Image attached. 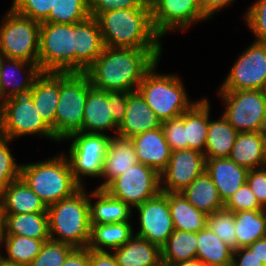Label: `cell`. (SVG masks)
I'll return each mask as SVG.
<instances>
[{
	"mask_svg": "<svg viewBox=\"0 0 266 266\" xmlns=\"http://www.w3.org/2000/svg\"><path fill=\"white\" fill-rule=\"evenodd\" d=\"M161 55L162 48L104 47L86 73L95 89L134 92Z\"/></svg>",
	"mask_w": 266,
	"mask_h": 266,
	"instance_id": "cell-1",
	"label": "cell"
},
{
	"mask_svg": "<svg viewBox=\"0 0 266 266\" xmlns=\"http://www.w3.org/2000/svg\"><path fill=\"white\" fill-rule=\"evenodd\" d=\"M96 19L105 47L162 48V38L152 25L150 7L112 10Z\"/></svg>",
	"mask_w": 266,
	"mask_h": 266,
	"instance_id": "cell-2",
	"label": "cell"
},
{
	"mask_svg": "<svg viewBox=\"0 0 266 266\" xmlns=\"http://www.w3.org/2000/svg\"><path fill=\"white\" fill-rule=\"evenodd\" d=\"M20 177L47 207L73 196L82 188L63 152L47 160L22 163Z\"/></svg>",
	"mask_w": 266,
	"mask_h": 266,
	"instance_id": "cell-3",
	"label": "cell"
},
{
	"mask_svg": "<svg viewBox=\"0 0 266 266\" xmlns=\"http://www.w3.org/2000/svg\"><path fill=\"white\" fill-rule=\"evenodd\" d=\"M47 214L50 240L66 243L74 248H87L91 223L89 193L85 187L73 196L49 205Z\"/></svg>",
	"mask_w": 266,
	"mask_h": 266,
	"instance_id": "cell-4",
	"label": "cell"
},
{
	"mask_svg": "<svg viewBox=\"0 0 266 266\" xmlns=\"http://www.w3.org/2000/svg\"><path fill=\"white\" fill-rule=\"evenodd\" d=\"M159 61L146 72L137 91L163 123L181 116L198 100H189L186 87L176 74L156 72Z\"/></svg>",
	"mask_w": 266,
	"mask_h": 266,
	"instance_id": "cell-5",
	"label": "cell"
},
{
	"mask_svg": "<svg viewBox=\"0 0 266 266\" xmlns=\"http://www.w3.org/2000/svg\"><path fill=\"white\" fill-rule=\"evenodd\" d=\"M32 95L33 88H30L0 104V136L14 141L23 135H37L59 142L36 110Z\"/></svg>",
	"mask_w": 266,
	"mask_h": 266,
	"instance_id": "cell-6",
	"label": "cell"
},
{
	"mask_svg": "<svg viewBox=\"0 0 266 266\" xmlns=\"http://www.w3.org/2000/svg\"><path fill=\"white\" fill-rule=\"evenodd\" d=\"M87 76L86 72H60V95L54 122V136L59 143L81 132Z\"/></svg>",
	"mask_w": 266,
	"mask_h": 266,
	"instance_id": "cell-7",
	"label": "cell"
},
{
	"mask_svg": "<svg viewBox=\"0 0 266 266\" xmlns=\"http://www.w3.org/2000/svg\"><path fill=\"white\" fill-rule=\"evenodd\" d=\"M38 67L41 72H75L74 24L40 23Z\"/></svg>",
	"mask_w": 266,
	"mask_h": 266,
	"instance_id": "cell-8",
	"label": "cell"
},
{
	"mask_svg": "<svg viewBox=\"0 0 266 266\" xmlns=\"http://www.w3.org/2000/svg\"><path fill=\"white\" fill-rule=\"evenodd\" d=\"M40 23L11 8L0 21V54L38 65Z\"/></svg>",
	"mask_w": 266,
	"mask_h": 266,
	"instance_id": "cell-9",
	"label": "cell"
},
{
	"mask_svg": "<svg viewBox=\"0 0 266 266\" xmlns=\"http://www.w3.org/2000/svg\"><path fill=\"white\" fill-rule=\"evenodd\" d=\"M223 115L239 132H263L266 123L264 90H219Z\"/></svg>",
	"mask_w": 266,
	"mask_h": 266,
	"instance_id": "cell-10",
	"label": "cell"
},
{
	"mask_svg": "<svg viewBox=\"0 0 266 266\" xmlns=\"http://www.w3.org/2000/svg\"><path fill=\"white\" fill-rule=\"evenodd\" d=\"M111 137L108 134L77 132L65 139L71 143L68 154L63 153L68 159L75 180L82 187L86 186L83 182L85 176L101 178Z\"/></svg>",
	"mask_w": 266,
	"mask_h": 266,
	"instance_id": "cell-11",
	"label": "cell"
},
{
	"mask_svg": "<svg viewBox=\"0 0 266 266\" xmlns=\"http://www.w3.org/2000/svg\"><path fill=\"white\" fill-rule=\"evenodd\" d=\"M105 190L134 208L161 191L160 174L150 166L137 163L115 178Z\"/></svg>",
	"mask_w": 266,
	"mask_h": 266,
	"instance_id": "cell-12",
	"label": "cell"
},
{
	"mask_svg": "<svg viewBox=\"0 0 266 266\" xmlns=\"http://www.w3.org/2000/svg\"><path fill=\"white\" fill-rule=\"evenodd\" d=\"M265 86L266 43L254 40L235 60L219 90H264Z\"/></svg>",
	"mask_w": 266,
	"mask_h": 266,
	"instance_id": "cell-13",
	"label": "cell"
},
{
	"mask_svg": "<svg viewBox=\"0 0 266 266\" xmlns=\"http://www.w3.org/2000/svg\"><path fill=\"white\" fill-rule=\"evenodd\" d=\"M152 25L162 38L167 32L186 31L193 24L210 19L198 0H149Z\"/></svg>",
	"mask_w": 266,
	"mask_h": 266,
	"instance_id": "cell-14",
	"label": "cell"
},
{
	"mask_svg": "<svg viewBox=\"0 0 266 266\" xmlns=\"http://www.w3.org/2000/svg\"><path fill=\"white\" fill-rule=\"evenodd\" d=\"M139 216V231L135 236L145 239L160 248L175 230L168 206L167 193L159 192L155 197L135 207Z\"/></svg>",
	"mask_w": 266,
	"mask_h": 266,
	"instance_id": "cell-15",
	"label": "cell"
},
{
	"mask_svg": "<svg viewBox=\"0 0 266 266\" xmlns=\"http://www.w3.org/2000/svg\"><path fill=\"white\" fill-rule=\"evenodd\" d=\"M205 155L195 150L171 151L167 167L160 173V190L180 193L205 171Z\"/></svg>",
	"mask_w": 266,
	"mask_h": 266,
	"instance_id": "cell-16",
	"label": "cell"
},
{
	"mask_svg": "<svg viewBox=\"0 0 266 266\" xmlns=\"http://www.w3.org/2000/svg\"><path fill=\"white\" fill-rule=\"evenodd\" d=\"M104 43L95 17L74 24L75 72H86L102 54Z\"/></svg>",
	"mask_w": 266,
	"mask_h": 266,
	"instance_id": "cell-17",
	"label": "cell"
},
{
	"mask_svg": "<svg viewBox=\"0 0 266 266\" xmlns=\"http://www.w3.org/2000/svg\"><path fill=\"white\" fill-rule=\"evenodd\" d=\"M111 113L108 92L92 87L87 76V98L81 132L106 134V131L113 129L115 136H117L118 124L114 121Z\"/></svg>",
	"mask_w": 266,
	"mask_h": 266,
	"instance_id": "cell-18",
	"label": "cell"
},
{
	"mask_svg": "<svg viewBox=\"0 0 266 266\" xmlns=\"http://www.w3.org/2000/svg\"><path fill=\"white\" fill-rule=\"evenodd\" d=\"M161 126V121L141 94L138 91L130 92L124 118L118 125L117 136L131 139Z\"/></svg>",
	"mask_w": 266,
	"mask_h": 266,
	"instance_id": "cell-19",
	"label": "cell"
},
{
	"mask_svg": "<svg viewBox=\"0 0 266 266\" xmlns=\"http://www.w3.org/2000/svg\"><path fill=\"white\" fill-rule=\"evenodd\" d=\"M205 171L217 188L223 204L246 183L248 169L229 158L206 159Z\"/></svg>",
	"mask_w": 266,
	"mask_h": 266,
	"instance_id": "cell-20",
	"label": "cell"
},
{
	"mask_svg": "<svg viewBox=\"0 0 266 266\" xmlns=\"http://www.w3.org/2000/svg\"><path fill=\"white\" fill-rule=\"evenodd\" d=\"M138 163L154 168L159 174L167 167L171 149L162 127L146 131L131 138Z\"/></svg>",
	"mask_w": 266,
	"mask_h": 266,
	"instance_id": "cell-21",
	"label": "cell"
},
{
	"mask_svg": "<svg viewBox=\"0 0 266 266\" xmlns=\"http://www.w3.org/2000/svg\"><path fill=\"white\" fill-rule=\"evenodd\" d=\"M137 163L132 140L113 135L108 144L101 174L105 181L96 188L105 189L115 178Z\"/></svg>",
	"mask_w": 266,
	"mask_h": 266,
	"instance_id": "cell-22",
	"label": "cell"
},
{
	"mask_svg": "<svg viewBox=\"0 0 266 266\" xmlns=\"http://www.w3.org/2000/svg\"><path fill=\"white\" fill-rule=\"evenodd\" d=\"M22 72H24L23 78L19 75ZM41 73L35 63L2 56L0 64L2 102L7 98L13 97L16 93L32 88L35 79ZM19 77L21 80H19Z\"/></svg>",
	"mask_w": 266,
	"mask_h": 266,
	"instance_id": "cell-23",
	"label": "cell"
},
{
	"mask_svg": "<svg viewBox=\"0 0 266 266\" xmlns=\"http://www.w3.org/2000/svg\"><path fill=\"white\" fill-rule=\"evenodd\" d=\"M32 100L36 110L54 133L60 95V72H42L34 81Z\"/></svg>",
	"mask_w": 266,
	"mask_h": 266,
	"instance_id": "cell-24",
	"label": "cell"
},
{
	"mask_svg": "<svg viewBox=\"0 0 266 266\" xmlns=\"http://www.w3.org/2000/svg\"><path fill=\"white\" fill-rule=\"evenodd\" d=\"M89 194L91 224L131 222L133 209L128 204L113 198L105 189L95 188ZM92 198H97L94 203L91 201Z\"/></svg>",
	"mask_w": 266,
	"mask_h": 266,
	"instance_id": "cell-25",
	"label": "cell"
},
{
	"mask_svg": "<svg viewBox=\"0 0 266 266\" xmlns=\"http://www.w3.org/2000/svg\"><path fill=\"white\" fill-rule=\"evenodd\" d=\"M228 158L248 170L265 167L266 139L263 132L238 133Z\"/></svg>",
	"mask_w": 266,
	"mask_h": 266,
	"instance_id": "cell-26",
	"label": "cell"
},
{
	"mask_svg": "<svg viewBox=\"0 0 266 266\" xmlns=\"http://www.w3.org/2000/svg\"><path fill=\"white\" fill-rule=\"evenodd\" d=\"M0 199L5 214L47 213L48 207L21 177L10 183L0 193Z\"/></svg>",
	"mask_w": 266,
	"mask_h": 266,
	"instance_id": "cell-27",
	"label": "cell"
},
{
	"mask_svg": "<svg viewBox=\"0 0 266 266\" xmlns=\"http://www.w3.org/2000/svg\"><path fill=\"white\" fill-rule=\"evenodd\" d=\"M209 125V100L202 98L184 112L186 149L204 154Z\"/></svg>",
	"mask_w": 266,
	"mask_h": 266,
	"instance_id": "cell-28",
	"label": "cell"
},
{
	"mask_svg": "<svg viewBox=\"0 0 266 266\" xmlns=\"http://www.w3.org/2000/svg\"><path fill=\"white\" fill-rule=\"evenodd\" d=\"M112 252L118 266H155L162 261L159 246L135 235Z\"/></svg>",
	"mask_w": 266,
	"mask_h": 266,
	"instance_id": "cell-29",
	"label": "cell"
},
{
	"mask_svg": "<svg viewBox=\"0 0 266 266\" xmlns=\"http://www.w3.org/2000/svg\"><path fill=\"white\" fill-rule=\"evenodd\" d=\"M211 106L209 103V125L205 146V159L228 158L235 143L238 131L222 114L218 120L210 119Z\"/></svg>",
	"mask_w": 266,
	"mask_h": 266,
	"instance_id": "cell-30",
	"label": "cell"
},
{
	"mask_svg": "<svg viewBox=\"0 0 266 266\" xmlns=\"http://www.w3.org/2000/svg\"><path fill=\"white\" fill-rule=\"evenodd\" d=\"M131 222L91 224L90 240L87 248L94 251L112 252L123 246L135 234ZM107 248V249H106Z\"/></svg>",
	"mask_w": 266,
	"mask_h": 266,
	"instance_id": "cell-31",
	"label": "cell"
},
{
	"mask_svg": "<svg viewBox=\"0 0 266 266\" xmlns=\"http://www.w3.org/2000/svg\"><path fill=\"white\" fill-rule=\"evenodd\" d=\"M180 193L196 209L207 215L224 209V204L219 197L217 188L206 171L195 178Z\"/></svg>",
	"mask_w": 266,
	"mask_h": 266,
	"instance_id": "cell-32",
	"label": "cell"
},
{
	"mask_svg": "<svg viewBox=\"0 0 266 266\" xmlns=\"http://www.w3.org/2000/svg\"><path fill=\"white\" fill-rule=\"evenodd\" d=\"M175 230L197 233L207 226L208 215L196 209L181 193H167Z\"/></svg>",
	"mask_w": 266,
	"mask_h": 266,
	"instance_id": "cell-33",
	"label": "cell"
},
{
	"mask_svg": "<svg viewBox=\"0 0 266 266\" xmlns=\"http://www.w3.org/2000/svg\"><path fill=\"white\" fill-rule=\"evenodd\" d=\"M196 259L205 266H231L233 250L207 226L197 232Z\"/></svg>",
	"mask_w": 266,
	"mask_h": 266,
	"instance_id": "cell-34",
	"label": "cell"
},
{
	"mask_svg": "<svg viewBox=\"0 0 266 266\" xmlns=\"http://www.w3.org/2000/svg\"><path fill=\"white\" fill-rule=\"evenodd\" d=\"M5 235L50 239L47 213L5 214Z\"/></svg>",
	"mask_w": 266,
	"mask_h": 266,
	"instance_id": "cell-35",
	"label": "cell"
},
{
	"mask_svg": "<svg viewBox=\"0 0 266 266\" xmlns=\"http://www.w3.org/2000/svg\"><path fill=\"white\" fill-rule=\"evenodd\" d=\"M197 233L174 230L161 247V259L167 265L196 259Z\"/></svg>",
	"mask_w": 266,
	"mask_h": 266,
	"instance_id": "cell-36",
	"label": "cell"
},
{
	"mask_svg": "<svg viewBox=\"0 0 266 266\" xmlns=\"http://www.w3.org/2000/svg\"><path fill=\"white\" fill-rule=\"evenodd\" d=\"M234 218L237 249L248 247L266 237V216L263 210L235 212Z\"/></svg>",
	"mask_w": 266,
	"mask_h": 266,
	"instance_id": "cell-37",
	"label": "cell"
},
{
	"mask_svg": "<svg viewBox=\"0 0 266 266\" xmlns=\"http://www.w3.org/2000/svg\"><path fill=\"white\" fill-rule=\"evenodd\" d=\"M48 240L50 239H34L20 235H4L1 239L0 247L4 245L6 253L3 254L0 248V255L8 261L28 266L39 254L45 241Z\"/></svg>",
	"mask_w": 266,
	"mask_h": 266,
	"instance_id": "cell-38",
	"label": "cell"
},
{
	"mask_svg": "<svg viewBox=\"0 0 266 266\" xmlns=\"http://www.w3.org/2000/svg\"><path fill=\"white\" fill-rule=\"evenodd\" d=\"M89 16V0H53L49 16L44 22L75 24Z\"/></svg>",
	"mask_w": 266,
	"mask_h": 266,
	"instance_id": "cell-39",
	"label": "cell"
},
{
	"mask_svg": "<svg viewBox=\"0 0 266 266\" xmlns=\"http://www.w3.org/2000/svg\"><path fill=\"white\" fill-rule=\"evenodd\" d=\"M207 227L233 251L237 250L234 212L222 209L209 214Z\"/></svg>",
	"mask_w": 266,
	"mask_h": 266,
	"instance_id": "cell-40",
	"label": "cell"
},
{
	"mask_svg": "<svg viewBox=\"0 0 266 266\" xmlns=\"http://www.w3.org/2000/svg\"><path fill=\"white\" fill-rule=\"evenodd\" d=\"M75 248L53 240L45 241L41 251L28 266H62Z\"/></svg>",
	"mask_w": 266,
	"mask_h": 266,
	"instance_id": "cell-41",
	"label": "cell"
},
{
	"mask_svg": "<svg viewBox=\"0 0 266 266\" xmlns=\"http://www.w3.org/2000/svg\"><path fill=\"white\" fill-rule=\"evenodd\" d=\"M12 140L0 136V193L14 180L20 178L21 164H17L11 149Z\"/></svg>",
	"mask_w": 266,
	"mask_h": 266,
	"instance_id": "cell-42",
	"label": "cell"
},
{
	"mask_svg": "<svg viewBox=\"0 0 266 266\" xmlns=\"http://www.w3.org/2000/svg\"><path fill=\"white\" fill-rule=\"evenodd\" d=\"M52 6L53 0H13L10 8L23 17L42 23L48 18Z\"/></svg>",
	"mask_w": 266,
	"mask_h": 266,
	"instance_id": "cell-43",
	"label": "cell"
},
{
	"mask_svg": "<svg viewBox=\"0 0 266 266\" xmlns=\"http://www.w3.org/2000/svg\"><path fill=\"white\" fill-rule=\"evenodd\" d=\"M245 13L243 20L255 41L266 43V0H256Z\"/></svg>",
	"mask_w": 266,
	"mask_h": 266,
	"instance_id": "cell-44",
	"label": "cell"
},
{
	"mask_svg": "<svg viewBox=\"0 0 266 266\" xmlns=\"http://www.w3.org/2000/svg\"><path fill=\"white\" fill-rule=\"evenodd\" d=\"M224 209L232 212L263 210L255 194L247 183L242 185L224 204Z\"/></svg>",
	"mask_w": 266,
	"mask_h": 266,
	"instance_id": "cell-45",
	"label": "cell"
},
{
	"mask_svg": "<svg viewBox=\"0 0 266 266\" xmlns=\"http://www.w3.org/2000/svg\"><path fill=\"white\" fill-rule=\"evenodd\" d=\"M161 127L171 151L186 149L184 113L177 118L164 121Z\"/></svg>",
	"mask_w": 266,
	"mask_h": 266,
	"instance_id": "cell-46",
	"label": "cell"
},
{
	"mask_svg": "<svg viewBox=\"0 0 266 266\" xmlns=\"http://www.w3.org/2000/svg\"><path fill=\"white\" fill-rule=\"evenodd\" d=\"M136 7H150L149 0H89V13L95 18L103 12Z\"/></svg>",
	"mask_w": 266,
	"mask_h": 266,
	"instance_id": "cell-47",
	"label": "cell"
},
{
	"mask_svg": "<svg viewBox=\"0 0 266 266\" xmlns=\"http://www.w3.org/2000/svg\"><path fill=\"white\" fill-rule=\"evenodd\" d=\"M246 183L255 194L259 205L264 208L266 206V166L249 169Z\"/></svg>",
	"mask_w": 266,
	"mask_h": 266,
	"instance_id": "cell-48",
	"label": "cell"
},
{
	"mask_svg": "<svg viewBox=\"0 0 266 266\" xmlns=\"http://www.w3.org/2000/svg\"><path fill=\"white\" fill-rule=\"evenodd\" d=\"M129 91H108L109 104H111L112 117L119 125L124 118L127 108Z\"/></svg>",
	"mask_w": 266,
	"mask_h": 266,
	"instance_id": "cell-49",
	"label": "cell"
},
{
	"mask_svg": "<svg viewBox=\"0 0 266 266\" xmlns=\"http://www.w3.org/2000/svg\"><path fill=\"white\" fill-rule=\"evenodd\" d=\"M231 266H264L254 253L247 247L233 251Z\"/></svg>",
	"mask_w": 266,
	"mask_h": 266,
	"instance_id": "cell-50",
	"label": "cell"
},
{
	"mask_svg": "<svg viewBox=\"0 0 266 266\" xmlns=\"http://www.w3.org/2000/svg\"><path fill=\"white\" fill-rule=\"evenodd\" d=\"M89 266H118L113 252L89 249Z\"/></svg>",
	"mask_w": 266,
	"mask_h": 266,
	"instance_id": "cell-51",
	"label": "cell"
},
{
	"mask_svg": "<svg viewBox=\"0 0 266 266\" xmlns=\"http://www.w3.org/2000/svg\"><path fill=\"white\" fill-rule=\"evenodd\" d=\"M62 266H89V249L75 248Z\"/></svg>",
	"mask_w": 266,
	"mask_h": 266,
	"instance_id": "cell-52",
	"label": "cell"
},
{
	"mask_svg": "<svg viewBox=\"0 0 266 266\" xmlns=\"http://www.w3.org/2000/svg\"><path fill=\"white\" fill-rule=\"evenodd\" d=\"M203 12L211 19L213 15L220 12L225 6H229L234 0H198Z\"/></svg>",
	"mask_w": 266,
	"mask_h": 266,
	"instance_id": "cell-53",
	"label": "cell"
},
{
	"mask_svg": "<svg viewBox=\"0 0 266 266\" xmlns=\"http://www.w3.org/2000/svg\"><path fill=\"white\" fill-rule=\"evenodd\" d=\"M247 248L266 266V237L256 240Z\"/></svg>",
	"mask_w": 266,
	"mask_h": 266,
	"instance_id": "cell-54",
	"label": "cell"
},
{
	"mask_svg": "<svg viewBox=\"0 0 266 266\" xmlns=\"http://www.w3.org/2000/svg\"><path fill=\"white\" fill-rule=\"evenodd\" d=\"M4 235H5V212H4L3 203L0 199V242Z\"/></svg>",
	"mask_w": 266,
	"mask_h": 266,
	"instance_id": "cell-55",
	"label": "cell"
},
{
	"mask_svg": "<svg viewBox=\"0 0 266 266\" xmlns=\"http://www.w3.org/2000/svg\"><path fill=\"white\" fill-rule=\"evenodd\" d=\"M171 266H205V265L200 260L193 259V260H189V261L176 263V264L171 265Z\"/></svg>",
	"mask_w": 266,
	"mask_h": 266,
	"instance_id": "cell-56",
	"label": "cell"
},
{
	"mask_svg": "<svg viewBox=\"0 0 266 266\" xmlns=\"http://www.w3.org/2000/svg\"><path fill=\"white\" fill-rule=\"evenodd\" d=\"M0 266H23V265H20L12 261H8L0 255Z\"/></svg>",
	"mask_w": 266,
	"mask_h": 266,
	"instance_id": "cell-57",
	"label": "cell"
},
{
	"mask_svg": "<svg viewBox=\"0 0 266 266\" xmlns=\"http://www.w3.org/2000/svg\"><path fill=\"white\" fill-rule=\"evenodd\" d=\"M2 55L0 54V64H1ZM2 103V86H1V76H0V104Z\"/></svg>",
	"mask_w": 266,
	"mask_h": 266,
	"instance_id": "cell-58",
	"label": "cell"
},
{
	"mask_svg": "<svg viewBox=\"0 0 266 266\" xmlns=\"http://www.w3.org/2000/svg\"><path fill=\"white\" fill-rule=\"evenodd\" d=\"M155 266H170V265H167L163 261H161L160 263L156 264Z\"/></svg>",
	"mask_w": 266,
	"mask_h": 266,
	"instance_id": "cell-59",
	"label": "cell"
},
{
	"mask_svg": "<svg viewBox=\"0 0 266 266\" xmlns=\"http://www.w3.org/2000/svg\"><path fill=\"white\" fill-rule=\"evenodd\" d=\"M263 134L265 135V139H266V123H265V126H264Z\"/></svg>",
	"mask_w": 266,
	"mask_h": 266,
	"instance_id": "cell-60",
	"label": "cell"
},
{
	"mask_svg": "<svg viewBox=\"0 0 266 266\" xmlns=\"http://www.w3.org/2000/svg\"><path fill=\"white\" fill-rule=\"evenodd\" d=\"M264 214L266 216V206L263 208Z\"/></svg>",
	"mask_w": 266,
	"mask_h": 266,
	"instance_id": "cell-61",
	"label": "cell"
}]
</instances>
